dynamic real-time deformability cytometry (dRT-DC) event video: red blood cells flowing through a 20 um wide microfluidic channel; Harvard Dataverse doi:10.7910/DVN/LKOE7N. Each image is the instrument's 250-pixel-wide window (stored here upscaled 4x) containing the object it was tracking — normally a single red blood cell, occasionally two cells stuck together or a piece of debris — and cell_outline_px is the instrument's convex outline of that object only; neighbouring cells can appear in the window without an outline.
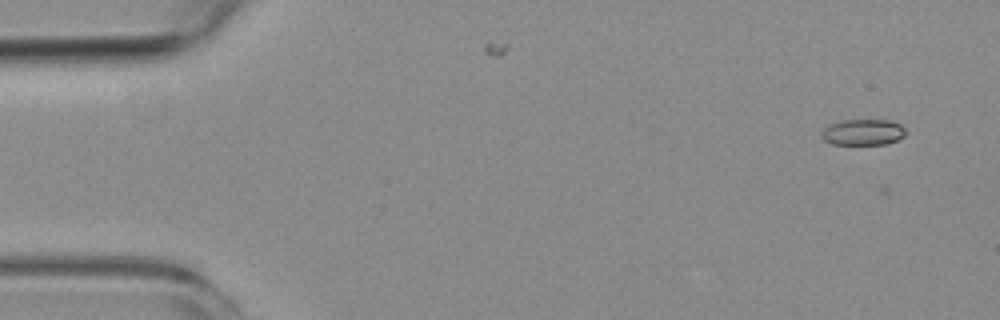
{"species": "common noctule bat (a hibernating species)", "species_latin": "Nyctalus noctula", "temperature_condition": "room temperature", "stored_images_in_passage": 6, "camera_frame_rate_fps": 3000, "um_per_image_px": 0.085, "animal": {"sex": "female", "body_mass_g": 19.3, "forearm_length_mm": 54.1}, "frame": {"image": 1, "passage_image": 2, "time_ms": 1.333, "image_size_px": [1000, 320], "cell_outline_px": [[904, 136], [888, 144], [832, 144], [824, 140], [820, 136], [820, 132], [828, 124], [840, 120], [888, 120], [900, 124], [904, 128]], "centroid_in_image_um": [73.3, 11.23], "position_along_channel_um": 11.7, "area_um2": 12.83}}
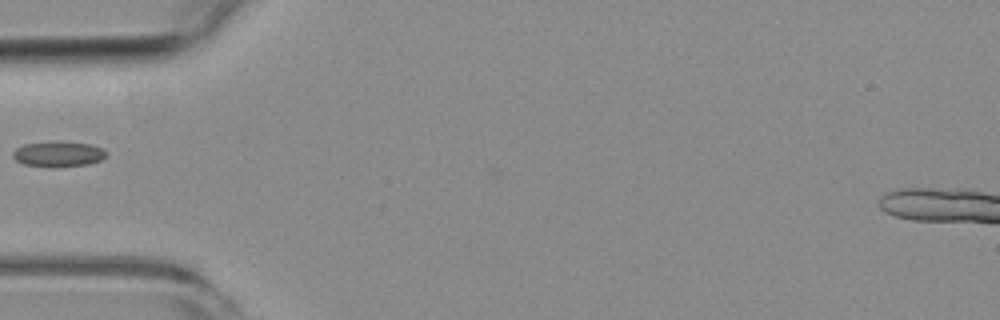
{"frame": {"image": 2, "passage_image": 6, "time_ms": 6.333, "image_size_px": [1000, 320], "cell_outline_px": [[104, 156], [100, 160], [88, 164], [52, 168], [24, 164], [16, 160], [12, 156], [12, 152], [16, 148], [24, 144], [56, 140], [64, 140], [92, 144], [100, 148], [104, 152]], "centroid_in_image_um": [4.9, 13.07], "position_along_channel_um": 80.1, "area_um2": 14.1}}